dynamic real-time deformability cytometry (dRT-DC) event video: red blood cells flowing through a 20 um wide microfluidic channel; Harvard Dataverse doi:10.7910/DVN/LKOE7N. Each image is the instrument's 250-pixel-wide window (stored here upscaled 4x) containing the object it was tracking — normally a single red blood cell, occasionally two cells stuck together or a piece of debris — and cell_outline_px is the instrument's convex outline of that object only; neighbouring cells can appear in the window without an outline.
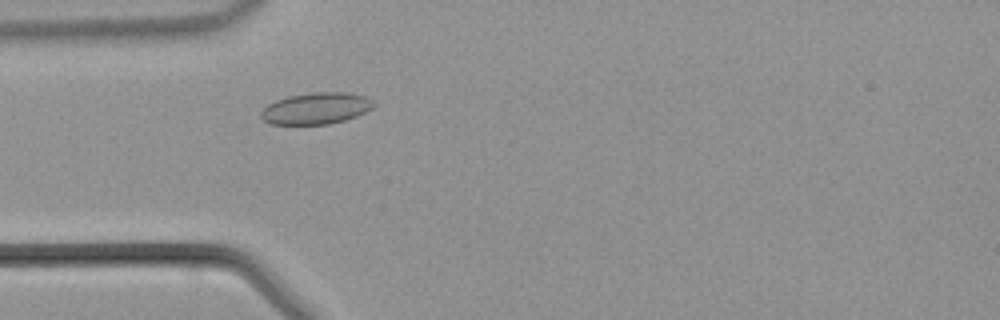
{"species": "common noctule bat (a hibernating species)", "species_latin": "Nyctalus noctula", "temperature_condition": "warm", "stored_images_in_passage": 29, "camera_frame_rate_fps": 3000, "um_per_image_px": 0.085, "animal": {"sex": "male", "body_mass_g": 21.5, "forearm_length_mm": 52.0}, "frame": {"image": 1, "passage_image": 1, "time_ms": 0.0, "image_size_px": [1000, 320], "cell_outline_px": [[376, 104], [372, 108], [356, 116], [344, 120], [328, 124], [272, 124], [264, 120], [260, 116], [260, 112], [268, 104], [276, 100], [288, 96], [312, 92], [348, 92], [364, 96], [376, 100]], "centroid_in_image_um": [26.89, 9.2], "position_along_channel_um": 58.1, "area_um2": 20.75}}
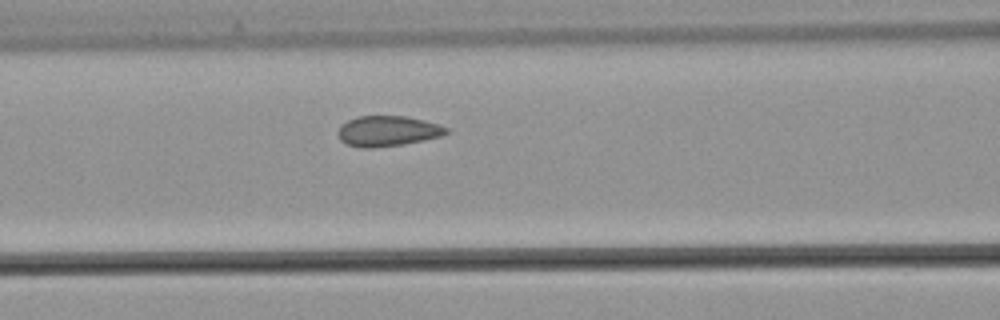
{"frame": {"image": 2, "passage_image": 6, "time_ms": 1.667, "image_size_px": [1000, 320], "cell_outline_px": [[448, 132], [440, 136], [424, 140], [404, 144], [372, 148], [360, 148], [348, 144], [340, 140], [336, 132], [340, 124], [348, 120], [360, 116], [408, 116], [440, 124], [448, 128]], "centroid_in_image_um": [32.93, 11.14], "position_along_channel_um": 133.7, "area_um2": 19.36}}
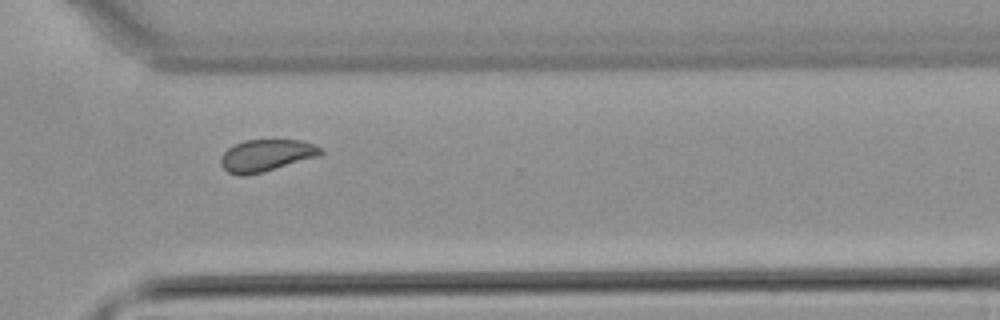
{"frame": {"image": 3, "passage_image": 20, "time_ms": 6.333, "image_size_px": [1000, 320], "cell_outline_px": [[324, 152], [320, 156], [264, 172], [244, 176], [240, 176], [228, 172], [220, 164], [220, 156], [232, 144], [244, 140], [304, 140], [320, 148]], "centroid_in_image_um": [22.61, 13.21], "position_along_channel_um": 348.0, "area_um2": 18.84}}